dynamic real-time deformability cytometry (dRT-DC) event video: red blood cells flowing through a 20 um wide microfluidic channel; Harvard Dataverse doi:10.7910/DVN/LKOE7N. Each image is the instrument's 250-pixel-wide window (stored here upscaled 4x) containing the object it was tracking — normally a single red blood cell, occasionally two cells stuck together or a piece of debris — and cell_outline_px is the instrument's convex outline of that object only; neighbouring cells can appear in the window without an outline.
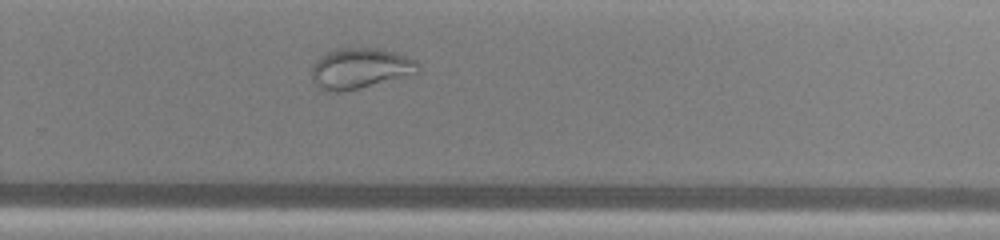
{"species": "common noctule bat (a hibernating species)", "species_latin": "Nyctalus noctula", "temperature_condition": "warm", "stored_images_in_passage": 22, "camera_frame_rate_fps": 3000, "um_per_image_px": 0.085, "animal": {"sex": "male", "body_mass_g": 13.0, "forearm_length_mm": 53.1}, "frame": {"image": 1, "passage_image": 22, "time_ms": 7.0, "image_size_px": [1000, 240], "cell_outline_px": [[420, 72], [416, 76], [344, 92], [332, 92], [320, 88], [316, 84], [312, 76], [312, 64], [320, 56], [336, 48], [380, 48], [396, 52], [416, 60], [420, 64]], "centroid_in_image_um": [30.71, 5.83], "position_along_channel_um": 299.1, "area_um2": 26.01}}